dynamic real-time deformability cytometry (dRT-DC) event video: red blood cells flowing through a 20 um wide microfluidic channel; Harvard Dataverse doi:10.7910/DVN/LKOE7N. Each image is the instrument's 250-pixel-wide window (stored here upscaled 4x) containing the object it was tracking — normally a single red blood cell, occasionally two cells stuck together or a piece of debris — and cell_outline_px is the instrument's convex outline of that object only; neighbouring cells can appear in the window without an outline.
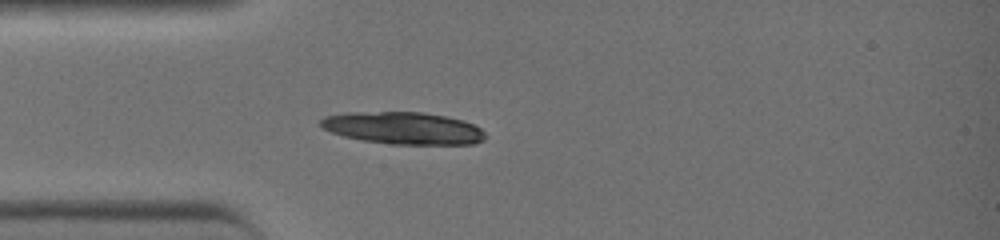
{"species": "common noctule bat (a hibernating species)", "species_latin": "Nyctalus noctula", "temperature_condition": "warm", "stored_images_in_passage": 31, "camera_frame_rate_fps": 3000, "um_per_image_px": 0.085, "animal": {"sex": "female", "body_mass_g": 19.0, "forearm_length_mm": 51.5}, "frame": {"image": 1, "passage_image": 1, "time_ms": 0.0, "image_size_px": [1000, 240], "cell_outline_px": [[488, 136], [484, 140], [472, 144], [388, 144], [364, 140], [344, 136], [332, 132], [324, 128], [320, 124], [320, 120], [324, 116], [344, 112], [424, 112], [464, 120], [480, 128]], "centroid_in_image_um": [34.29, 10.88], "position_along_channel_um": 50.7, "area_um2": 30.92}}
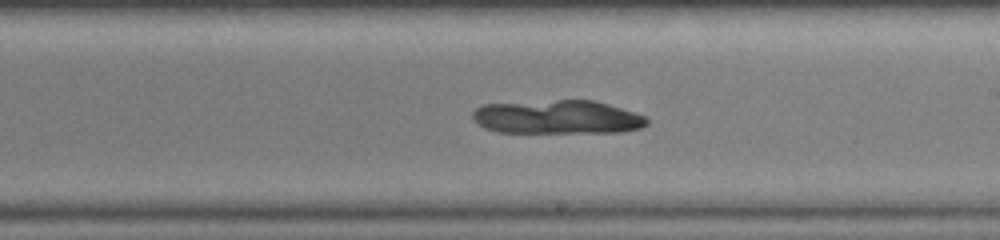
{"frame": {"image": 2, "passage_image": 14, "time_ms": 4.333, "image_size_px": [1000, 240], "cell_outline_px": [[648, 124], [640, 128], [624, 132], [496, 132], [484, 128], [472, 116], [472, 112], [480, 104], [556, 100], [592, 100], [608, 104], [648, 116]], "centroid_in_image_um": [47.4, 9.95], "position_along_channel_um": 241.6, "area_um2": 34.39}}
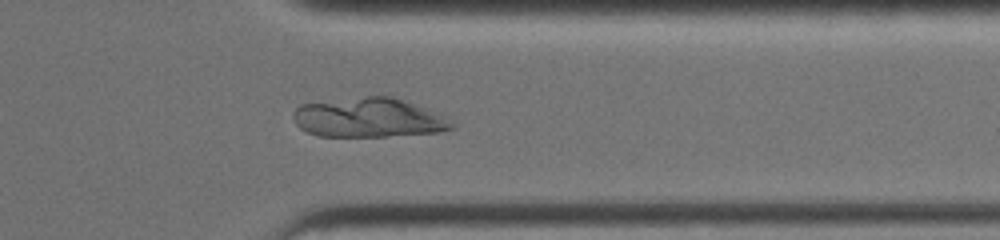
{"frame": {"image": 3, "passage_image": 23, "time_ms": 7.333, "image_size_px": [1000, 240], "cell_outline_px": [[456, 128], [440, 132], [388, 136], [316, 136], [300, 128], [296, 124], [292, 116], [292, 112], [300, 104], [368, 96], [396, 96], [440, 112], [452, 120], [456, 124]], "centroid_in_image_um": [31.43, 10.0], "position_along_channel_um": 380.0, "area_um2": 37.05}}